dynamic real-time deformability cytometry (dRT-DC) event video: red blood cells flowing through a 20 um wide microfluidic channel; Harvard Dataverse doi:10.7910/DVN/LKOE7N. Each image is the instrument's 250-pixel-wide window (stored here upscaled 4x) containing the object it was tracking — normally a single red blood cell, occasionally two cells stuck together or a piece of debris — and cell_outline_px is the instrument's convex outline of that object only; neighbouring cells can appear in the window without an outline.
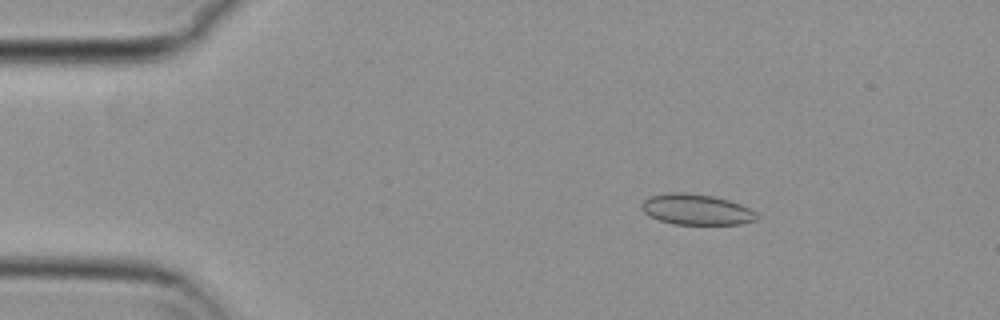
{"species": "common noctule bat (a hibernating species)", "species_latin": "Nyctalus noctula", "temperature_condition": "cold", "stored_images_in_passage": 55, "camera_frame_rate_fps": 3000, "um_per_image_px": 0.085, "animal": {"sex": "female", "body_mass_g": 29.2, "forearm_length_mm": 56.3}, "frame": {"image": 1, "passage_image": 9, "time_ms": 2.667, "image_size_px": [1000, 320], "cell_outline_px": [[760, 216], [756, 220], [740, 224], [672, 224], [648, 216], [640, 208], [640, 204], [648, 196], [668, 192], [684, 192], [712, 196], [728, 200], [740, 204], [756, 212]], "centroid_in_image_um": [59.15, 17.8], "position_along_channel_um": 25.8, "area_um2": 20.75}}
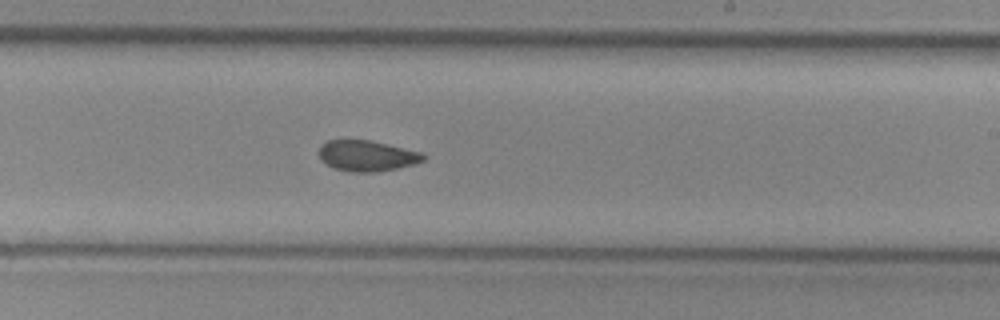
{"frame": {"image": 2, "passage_image": 33, "time_ms": 10.667, "image_size_px": [1000, 320], "cell_outline_px": [[424, 160], [416, 164], [376, 172], [348, 172], [332, 168], [320, 160], [320, 144], [328, 140], [368, 140], [388, 144], [424, 152]], "centroid_in_image_um": [31.19, 13.25], "position_along_channel_um": 257.8, "area_um2": 18.9}}
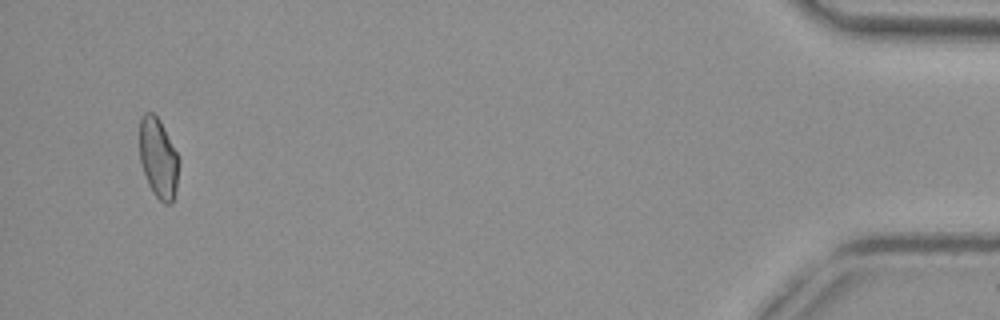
{"frame": {"image": 3, "passage_image": 53, "time_ms": 17.333, "image_size_px": [1000, 320], "cell_outline_px": [[180, 164], [176, 188], [172, 204], [164, 204], [152, 192], [148, 184], [140, 160], [140, 116], [144, 112], [152, 112], [160, 120], [180, 156]], "centroid_in_image_um": [13.48, 13.43], "position_along_channel_um": 421.7, "area_um2": 18.67}, "authors_computed_cell_mechanics": {"area_um2": 19.3052, "velocity_mm_per_s": 3.7411, "shape_relaxation_time_tau1_ms": null, "shape_relaxation_time_tau2_ms": 3.3088, "deformation_change_tau1": null, "deformation_change_tau2": 0.0729}}